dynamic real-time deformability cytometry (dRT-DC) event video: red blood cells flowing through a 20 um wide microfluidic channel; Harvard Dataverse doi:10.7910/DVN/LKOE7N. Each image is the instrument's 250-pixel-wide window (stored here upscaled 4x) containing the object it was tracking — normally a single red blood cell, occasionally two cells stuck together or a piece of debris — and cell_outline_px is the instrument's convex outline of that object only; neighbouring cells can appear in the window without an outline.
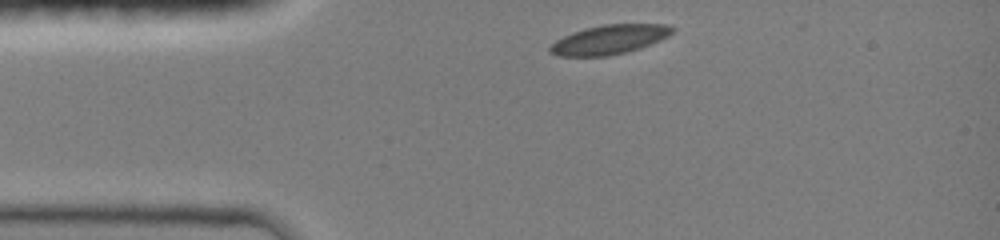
{"species": "common noctule bat (a hibernating species)", "species_latin": "Nyctalus noctula", "temperature_condition": "room temperature", "stored_images_in_passage": 4, "camera_frame_rate_fps": 3000, "um_per_image_px": 0.085, "animal": {"sex": "female", "body_mass_g": 19.0, "forearm_length_mm": 51.5}, "frame": {"image": 1, "passage_image": 1, "time_ms": 0.0, "image_size_px": [1000, 240], "cell_outline_px": [[676, 28], [668, 36], [660, 40], [640, 48], [608, 56], [556, 56], [548, 52], [548, 48], [556, 40], [572, 32], [584, 28], [604, 24], [668, 24]], "centroid_in_image_um": [51.78, 3.36], "position_along_channel_um": 33.2, "area_um2": 20.92}}